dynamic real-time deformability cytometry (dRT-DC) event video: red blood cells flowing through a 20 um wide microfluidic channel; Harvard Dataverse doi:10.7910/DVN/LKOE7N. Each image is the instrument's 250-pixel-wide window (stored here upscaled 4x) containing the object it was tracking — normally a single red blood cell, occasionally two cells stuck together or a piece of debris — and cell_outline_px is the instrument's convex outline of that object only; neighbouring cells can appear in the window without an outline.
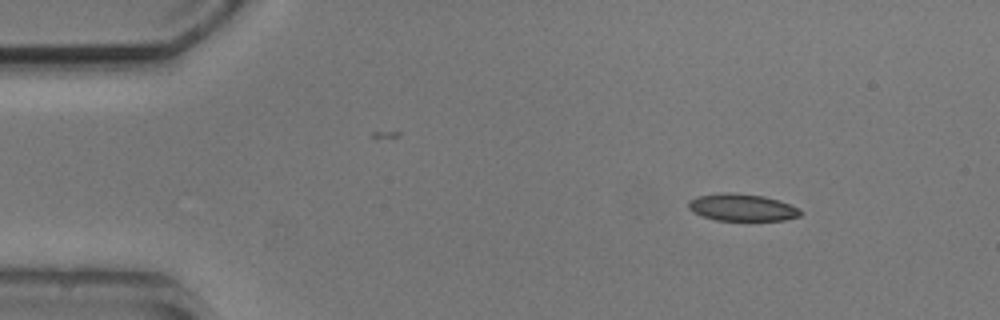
{"species": "common noctule bat (a hibernating species)", "species_latin": "Nyctalus noctula", "temperature_condition": "cold", "stored_images_in_passage": 3, "camera_frame_rate_fps": 3000, "um_per_image_px": 0.085, "animal": {"sex": "male", "body_mass_g": 20.5, "forearm_length_mm": 52.5}, "frame": {"image": 1, "passage_image": 1, "time_ms": 0.0, "image_size_px": [1000, 320], "cell_outline_px": [[804, 212], [800, 216], [784, 220], [716, 220], [692, 212], [688, 208], [688, 200], [696, 196], [720, 192], [732, 192], [764, 196], [780, 200], [800, 208]], "centroid_in_image_um": [63.08, 17.62], "position_along_channel_um": 21.9, "area_um2": 17.98}}
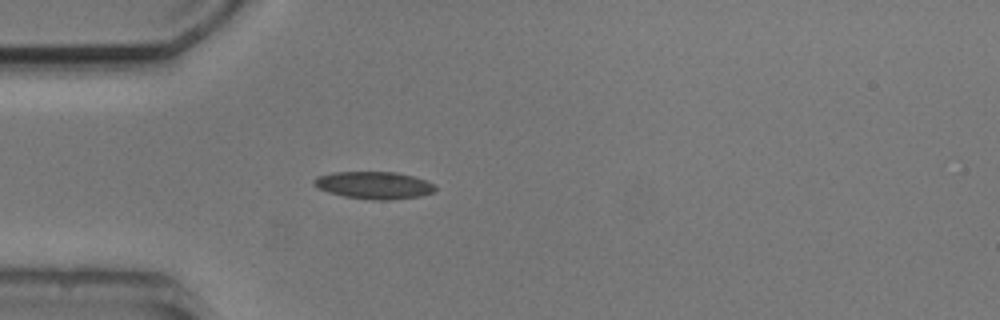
{"frame": {"image": 2, "passage_image": 3, "time_ms": 2.667, "image_size_px": [1000, 320], "cell_outline_px": [[436, 192], [420, 196], [392, 200], [372, 200], [344, 196], [328, 192], [316, 188], [312, 184], [312, 180], [316, 176], [332, 172], [396, 172], [412, 176], [424, 180], [432, 184], [436, 188]], "centroid_in_image_um": [31.74, 15.75], "position_along_channel_um": 53.3, "area_um2": 19.48}}